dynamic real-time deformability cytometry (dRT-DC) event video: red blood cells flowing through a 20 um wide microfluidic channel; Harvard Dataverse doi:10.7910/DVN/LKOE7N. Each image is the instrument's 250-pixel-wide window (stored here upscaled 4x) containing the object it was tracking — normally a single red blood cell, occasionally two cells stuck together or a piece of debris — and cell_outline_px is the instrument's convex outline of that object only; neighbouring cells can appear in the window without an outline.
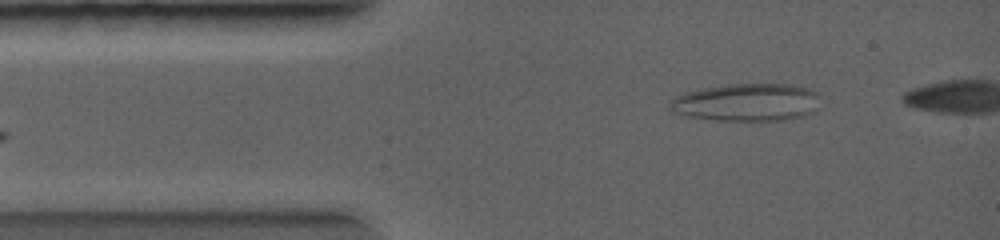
{"species": "common noctule bat (a hibernating species)", "species_latin": "Nyctalus noctula", "temperature_condition": "warm", "stored_images_in_passage": 3, "camera_frame_rate_fps": 5000, "um_per_image_px": 0.085, "animal": {"sex": "female", "body_mass_g": 19.0, "forearm_length_mm": 56.7}, "frame": {"image": 1, "passage_image": 3, "time_ms": 1.0, "image_size_px": [1000, 240], "cell_outline_px": [[820, 96], [816, 112], [804, 116], [784, 120], [716, 120], [688, 116], [668, 112], [668, 100], [672, 96], [684, 92], [704, 88], [728, 84], [788, 84], [808, 88], [816, 92]], "centroid_in_image_um": [63.43, 8.7], "position_along_channel_um": 21.6, "area_um2": 33.58}}